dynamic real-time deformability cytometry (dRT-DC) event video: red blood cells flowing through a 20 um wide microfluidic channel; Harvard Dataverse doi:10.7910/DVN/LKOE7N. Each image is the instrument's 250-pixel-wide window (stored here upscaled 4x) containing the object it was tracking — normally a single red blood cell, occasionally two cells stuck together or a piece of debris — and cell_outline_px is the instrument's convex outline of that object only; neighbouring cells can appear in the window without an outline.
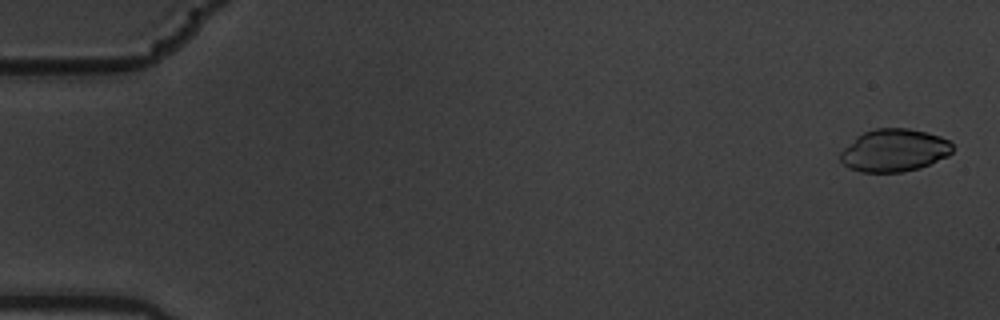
{"species": "common noctule bat (a hibernating species)", "species_latin": "Nyctalus noctula", "temperature_condition": "warm", "stored_images_in_passage": 5, "camera_frame_rate_fps": 3000, "um_per_image_px": 0.085, "animal": {"sex": "male", "body_mass_g": 19.5, "forearm_length_mm": 54.6}, "frame": {"image": 1, "passage_image": 1, "time_ms": 0.0, "image_size_px": [1000, 320], "cell_outline_px": [[952, 152], [948, 156], [920, 168], [904, 172], [860, 172], [848, 168], [840, 160], [840, 152], [856, 136], [864, 132], [876, 128], [908, 128], [940, 136], [948, 140], [952, 144]], "centroid_in_image_um": [75.99, 12.79], "position_along_channel_um": 9.0, "area_um2": 27.92}}
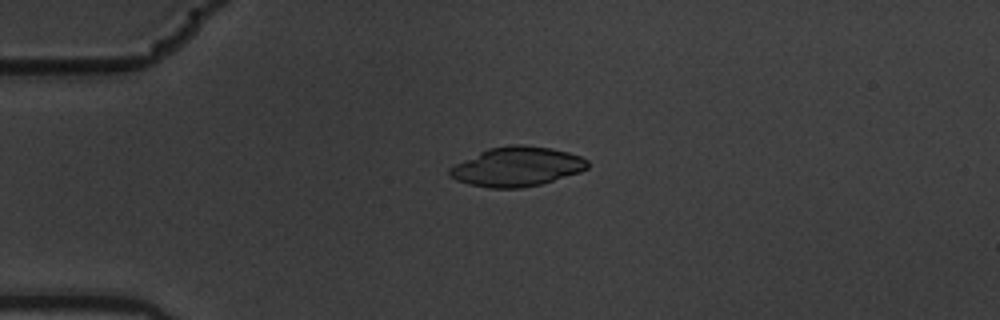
{"frame": {"image": 2, "passage_image": 4, "time_ms": 1.0, "image_size_px": [1000, 320], "cell_outline_px": [[588, 168], [580, 172], [540, 184], [520, 188], [488, 188], [468, 184], [456, 180], [448, 176], [448, 168], [488, 148], [512, 144], [520, 144], [552, 148], [568, 152], [580, 156], [588, 160]], "centroid_in_image_um": [43.92, 14.16], "position_along_channel_um": 41.1, "area_um2": 31.67}}